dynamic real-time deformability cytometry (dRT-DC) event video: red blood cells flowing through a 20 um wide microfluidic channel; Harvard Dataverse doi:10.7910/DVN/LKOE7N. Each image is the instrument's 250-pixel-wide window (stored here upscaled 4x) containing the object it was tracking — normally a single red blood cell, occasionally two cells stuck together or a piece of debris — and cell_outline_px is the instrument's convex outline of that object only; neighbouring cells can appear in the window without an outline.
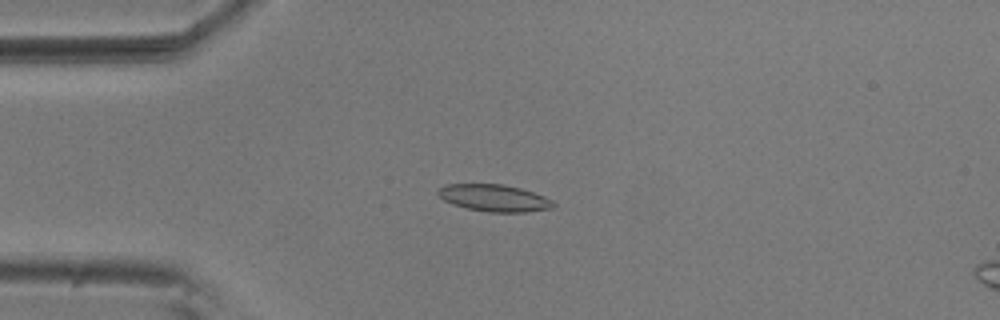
{"species": "common noctule bat (a hibernating species)", "species_latin": "Nyctalus noctula", "temperature_condition": "room temperature", "stored_images_in_passage": 4, "camera_frame_rate_fps": 3000, "um_per_image_px": 0.085, "animal": {"sex": "male", "body_mass_g": 20.5, "forearm_length_mm": 52.5}, "frame": {"image": 1, "passage_image": 3, "time_ms": 0.667, "image_size_px": [1000, 320], "cell_outline_px": [[556, 204], [552, 208], [524, 212], [488, 212], [468, 208], [452, 204], [444, 200], [436, 192], [444, 184], [504, 184], [520, 188], [544, 196], [552, 200]], "centroid_in_image_um": [42.0, 16.82], "position_along_channel_um": 43.0, "area_um2": 18.03}}